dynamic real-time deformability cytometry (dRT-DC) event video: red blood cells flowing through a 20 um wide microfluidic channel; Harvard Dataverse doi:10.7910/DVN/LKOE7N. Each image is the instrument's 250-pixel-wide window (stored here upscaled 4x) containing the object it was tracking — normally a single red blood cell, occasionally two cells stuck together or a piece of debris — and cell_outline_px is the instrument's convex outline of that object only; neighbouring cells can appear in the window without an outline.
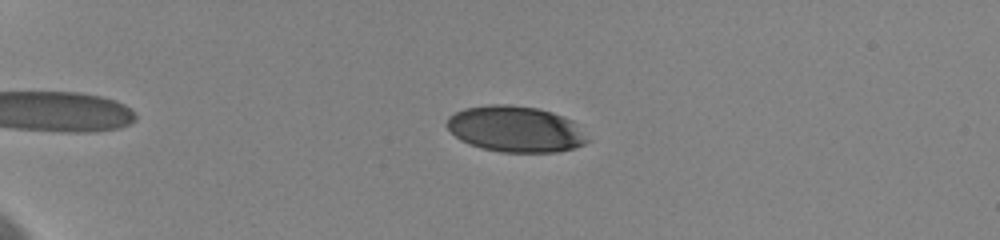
{"species": "human", "species_latin": "Homo sapiens", "temperature_condition": "cold", "stored_images_in_passage": 8, "camera_frame_rate_fps": 3000, "um_per_image_px": 0.085, "donor": {"sex": "female"}, "frame": {"image": 1, "passage_image": 1, "time_ms": 0.0, "image_size_px": [1000, 240], "cell_outline_px": [[592, 140], [584, 144], [572, 148], [556, 152], [500, 152], [468, 144], [460, 140], [444, 124], [448, 116], [464, 108], [488, 104], [508, 104], [540, 108], [564, 116], [572, 120]], "centroid_in_image_um": [43.82, 10.96], "position_along_channel_um": 41.2, "area_um2": 38.03}}
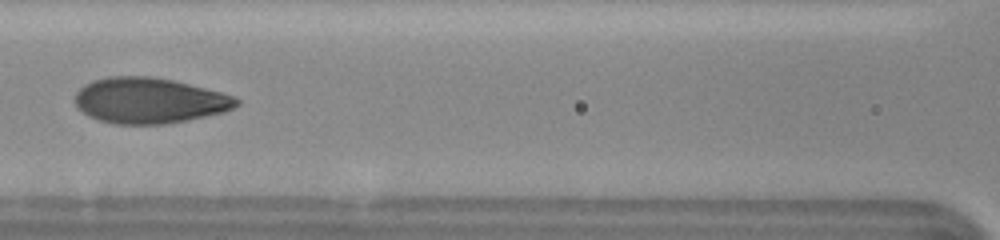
{"frame": {"image": 2, "passage_image": 7, "time_ms": 5.0, "image_size_px": [1000, 240], "cell_outline_px": [[240, 104], [224, 112], [188, 120], [164, 124], [116, 124], [100, 120], [88, 116], [76, 108], [76, 92], [84, 84], [92, 80], [108, 76], [148, 76], [172, 80], [220, 92], [232, 96], [240, 100]], "centroid_in_image_um": [12.66, 8.55], "position_along_channel_um": 153.9, "area_um2": 42.89}}